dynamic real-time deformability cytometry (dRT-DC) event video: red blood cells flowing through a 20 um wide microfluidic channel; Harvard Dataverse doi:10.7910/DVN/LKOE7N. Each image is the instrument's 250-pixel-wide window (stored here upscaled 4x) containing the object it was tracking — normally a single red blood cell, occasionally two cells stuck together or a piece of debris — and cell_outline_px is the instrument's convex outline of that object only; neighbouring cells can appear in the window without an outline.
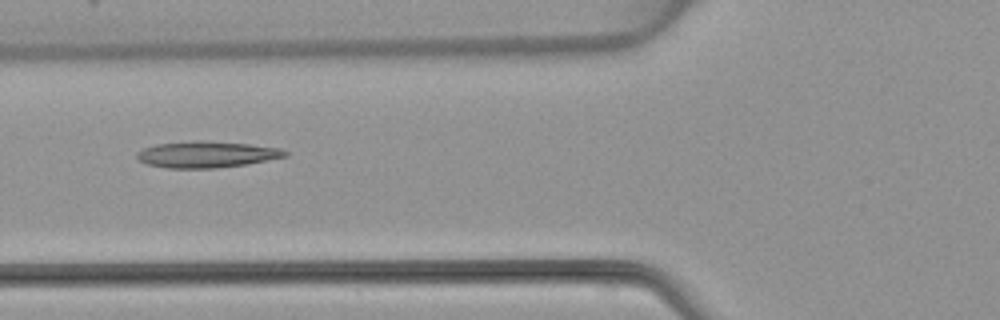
{"species": "common noctule bat (a hibernating species)", "species_latin": "Nyctalus noctula", "temperature_condition": "warm", "stored_images_in_passage": 6, "camera_frame_rate_fps": 3000, "um_per_image_px": 0.085, "animal": {"sex": "female", "body_mass_g": 22.7, "forearm_length_mm": 54.2}, "frame": {"image": 1, "passage_image": 6, "time_ms": 6.0, "image_size_px": [1000, 320], "cell_outline_px": [[288, 156], [244, 164], [216, 168], [168, 168], [148, 164], [140, 160], [136, 156], [136, 152], [144, 148], [156, 144], [196, 140], [248, 144], [280, 148], [288, 152]], "centroid_in_image_um": [17.55, 13.12], "position_along_channel_um": 108.3, "area_um2": 22.48}}